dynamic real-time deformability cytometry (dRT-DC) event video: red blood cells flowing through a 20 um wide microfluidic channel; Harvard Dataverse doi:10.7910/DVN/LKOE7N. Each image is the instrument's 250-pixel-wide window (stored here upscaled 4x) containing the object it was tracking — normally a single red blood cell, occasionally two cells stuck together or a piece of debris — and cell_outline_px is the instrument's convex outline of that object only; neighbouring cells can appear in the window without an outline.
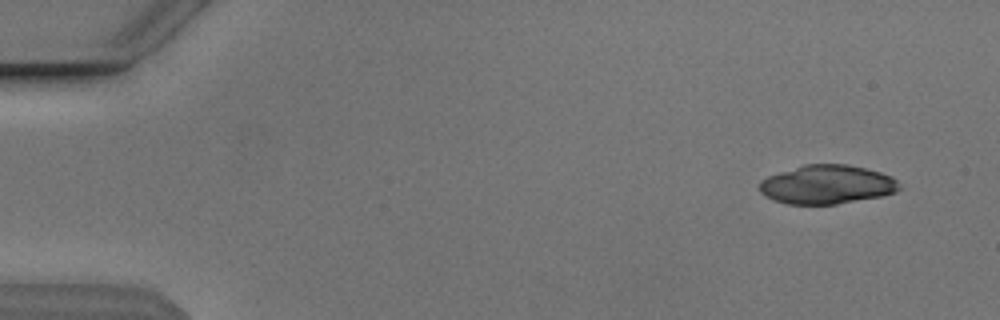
{"species": "Egyptian fruit bat (a non-hibernating species)", "species_latin": "Rousettus aegyptiacus", "temperature_condition": "cold", "stored_images_in_passage": 3, "camera_frame_rate_fps": 3000, "um_per_image_px": 0.085, "animal": {"sex": "male"}, "frame": {"image": 1, "passage_image": 1, "time_ms": 0.0, "image_size_px": [1000, 320], "cell_outline_px": [[900, 188], [896, 192], [880, 196], [836, 204], [788, 204], [776, 200], [760, 192], [760, 180], [768, 176], [804, 164], [848, 164], [880, 172], [892, 176], [896, 180]], "centroid_in_image_um": [70.3, 15.68], "position_along_channel_um": 14.7, "area_um2": 31.39}}